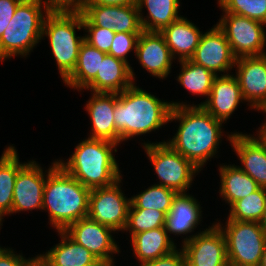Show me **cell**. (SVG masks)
Instances as JSON below:
<instances>
[{"label": "cell", "mask_w": 266, "mask_h": 266, "mask_svg": "<svg viewBox=\"0 0 266 266\" xmlns=\"http://www.w3.org/2000/svg\"><path fill=\"white\" fill-rule=\"evenodd\" d=\"M259 266H266V244L264 247L263 255Z\"/></svg>", "instance_id": "45"}, {"label": "cell", "mask_w": 266, "mask_h": 266, "mask_svg": "<svg viewBox=\"0 0 266 266\" xmlns=\"http://www.w3.org/2000/svg\"><path fill=\"white\" fill-rule=\"evenodd\" d=\"M207 101L198 104L215 119L227 121L240 101H244L237 78L230 74L216 76Z\"/></svg>", "instance_id": "19"}, {"label": "cell", "mask_w": 266, "mask_h": 266, "mask_svg": "<svg viewBox=\"0 0 266 266\" xmlns=\"http://www.w3.org/2000/svg\"><path fill=\"white\" fill-rule=\"evenodd\" d=\"M134 80V72L129 63L106 54L95 79L85 89L118 94L135 84Z\"/></svg>", "instance_id": "20"}, {"label": "cell", "mask_w": 266, "mask_h": 266, "mask_svg": "<svg viewBox=\"0 0 266 266\" xmlns=\"http://www.w3.org/2000/svg\"><path fill=\"white\" fill-rule=\"evenodd\" d=\"M114 260L99 261L95 266H114Z\"/></svg>", "instance_id": "44"}, {"label": "cell", "mask_w": 266, "mask_h": 266, "mask_svg": "<svg viewBox=\"0 0 266 266\" xmlns=\"http://www.w3.org/2000/svg\"><path fill=\"white\" fill-rule=\"evenodd\" d=\"M235 77L244 101L250 108L260 110L266 103V54L237 58Z\"/></svg>", "instance_id": "15"}, {"label": "cell", "mask_w": 266, "mask_h": 266, "mask_svg": "<svg viewBox=\"0 0 266 266\" xmlns=\"http://www.w3.org/2000/svg\"><path fill=\"white\" fill-rule=\"evenodd\" d=\"M24 165L19 162L14 146H8L0 157V226L2 217L12 212L16 177Z\"/></svg>", "instance_id": "28"}, {"label": "cell", "mask_w": 266, "mask_h": 266, "mask_svg": "<svg viewBox=\"0 0 266 266\" xmlns=\"http://www.w3.org/2000/svg\"><path fill=\"white\" fill-rule=\"evenodd\" d=\"M135 55L141 66L153 76L163 79L170 73L174 58L160 32L143 31L139 35Z\"/></svg>", "instance_id": "18"}, {"label": "cell", "mask_w": 266, "mask_h": 266, "mask_svg": "<svg viewBox=\"0 0 266 266\" xmlns=\"http://www.w3.org/2000/svg\"><path fill=\"white\" fill-rule=\"evenodd\" d=\"M121 179L113 185L91 189L88 217L115 231L124 230L128 220L131 199H127L119 186Z\"/></svg>", "instance_id": "10"}, {"label": "cell", "mask_w": 266, "mask_h": 266, "mask_svg": "<svg viewBox=\"0 0 266 266\" xmlns=\"http://www.w3.org/2000/svg\"><path fill=\"white\" fill-rule=\"evenodd\" d=\"M258 133L262 134L266 138V131H258Z\"/></svg>", "instance_id": "48"}, {"label": "cell", "mask_w": 266, "mask_h": 266, "mask_svg": "<svg viewBox=\"0 0 266 266\" xmlns=\"http://www.w3.org/2000/svg\"><path fill=\"white\" fill-rule=\"evenodd\" d=\"M85 107L92 123V132L88 138L119 144V134L114 123L115 93L93 92Z\"/></svg>", "instance_id": "21"}, {"label": "cell", "mask_w": 266, "mask_h": 266, "mask_svg": "<svg viewBox=\"0 0 266 266\" xmlns=\"http://www.w3.org/2000/svg\"><path fill=\"white\" fill-rule=\"evenodd\" d=\"M36 258L27 260L22 254L16 255L13 250L0 247V266H29Z\"/></svg>", "instance_id": "40"}, {"label": "cell", "mask_w": 266, "mask_h": 266, "mask_svg": "<svg viewBox=\"0 0 266 266\" xmlns=\"http://www.w3.org/2000/svg\"><path fill=\"white\" fill-rule=\"evenodd\" d=\"M57 232L62 238L61 242L38 256L47 266H95L100 261L64 231Z\"/></svg>", "instance_id": "24"}, {"label": "cell", "mask_w": 266, "mask_h": 266, "mask_svg": "<svg viewBox=\"0 0 266 266\" xmlns=\"http://www.w3.org/2000/svg\"><path fill=\"white\" fill-rule=\"evenodd\" d=\"M87 30L84 41L99 51L108 53L113 43L115 31L97 26H83Z\"/></svg>", "instance_id": "36"}, {"label": "cell", "mask_w": 266, "mask_h": 266, "mask_svg": "<svg viewBox=\"0 0 266 266\" xmlns=\"http://www.w3.org/2000/svg\"><path fill=\"white\" fill-rule=\"evenodd\" d=\"M179 63L182 66L181 72L177 76L178 82L190 93L204 95L208 98L216 75L190 59L181 60Z\"/></svg>", "instance_id": "30"}, {"label": "cell", "mask_w": 266, "mask_h": 266, "mask_svg": "<svg viewBox=\"0 0 266 266\" xmlns=\"http://www.w3.org/2000/svg\"><path fill=\"white\" fill-rule=\"evenodd\" d=\"M118 144L87 138L76 146L68 162L57 163L83 186L91 189L108 187L122 179L118 163L113 155Z\"/></svg>", "instance_id": "4"}, {"label": "cell", "mask_w": 266, "mask_h": 266, "mask_svg": "<svg viewBox=\"0 0 266 266\" xmlns=\"http://www.w3.org/2000/svg\"><path fill=\"white\" fill-rule=\"evenodd\" d=\"M172 106L134 84L115 93L114 123L119 144L133 136L157 130L169 122Z\"/></svg>", "instance_id": "2"}, {"label": "cell", "mask_w": 266, "mask_h": 266, "mask_svg": "<svg viewBox=\"0 0 266 266\" xmlns=\"http://www.w3.org/2000/svg\"><path fill=\"white\" fill-rule=\"evenodd\" d=\"M137 6L143 31L160 32L163 28L179 19V0H138ZM148 10L147 18L142 16V8Z\"/></svg>", "instance_id": "29"}, {"label": "cell", "mask_w": 266, "mask_h": 266, "mask_svg": "<svg viewBox=\"0 0 266 266\" xmlns=\"http://www.w3.org/2000/svg\"><path fill=\"white\" fill-rule=\"evenodd\" d=\"M266 207V188L260 187L250 195L236 201L228 218L236 221L259 222Z\"/></svg>", "instance_id": "32"}, {"label": "cell", "mask_w": 266, "mask_h": 266, "mask_svg": "<svg viewBox=\"0 0 266 266\" xmlns=\"http://www.w3.org/2000/svg\"><path fill=\"white\" fill-rule=\"evenodd\" d=\"M144 148L160 179L159 185L186 193L199 169L165 141L144 143Z\"/></svg>", "instance_id": "8"}, {"label": "cell", "mask_w": 266, "mask_h": 266, "mask_svg": "<svg viewBox=\"0 0 266 266\" xmlns=\"http://www.w3.org/2000/svg\"><path fill=\"white\" fill-rule=\"evenodd\" d=\"M184 266H196V265H193L186 257L184 259Z\"/></svg>", "instance_id": "47"}, {"label": "cell", "mask_w": 266, "mask_h": 266, "mask_svg": "<svg viewBox=\"0 0 266 266\" xmlns=\"http://www.w3.org/2000/svg\"><path fill=\"white\" fill-rule=\"evenodd\" d=\"M182 243L185 257L193 265L229 266L225 236L216 224L184 238Z\"/></svg>", "instance_id": "11"}, {"label": "cell", "mask_w": 266, "mask_h": 266, "mask_svg": "<svg viewBox=\"0 0 266 266\" xmlns=\"http://www.w3.org/2000/svg\"><path fill=\"white\" fill-rule=\"evenodd\" d=\"M41 166L36 161L26 163L16 177L12 212L41 209L43 205V190L46 177Z\"/></svg>", "instance_id": "17"}, {"label": "cell", "mask_w": 266, "mask_h": 266, "mask_svg": "<svg viewBox=\"0 0 266 266\" xmlns=\"http://www.w3.org/2000/svg\"><path fill=\"white\" fill-rule=\"evenodd\" d=\"M190 60L218 76L217 72H228L236 64L237 58L224 32L216 24L214 28L202 33L199 44Z\"/></svg>", "instance_id": "14"}, {"label": "cell", "mask_w": 266, "mask_h": 266, "mask_svg": "<svg viewBox=\"0 0 266 266\" xmlns=\"http://www.w3.org/2000/svg\"><path fill=\"white\" fill-rule=\"evenodd\" d=\"M233 133L227 136L243 166H239L260 187L266 188V138Z\"/></svg>", "instance_id": "16"}, {"label": "cell", "mask_w": 266, "mask_h": 266, "mask_svg": "<svg viewBox=\"0 0 266 266\" xmlns=\"http://www.w3.org/2000/svg\"><path fill=\"white\" fill-rule=\"evenodd\" d=\"M224 13H233L266 26V0H218Z\"/></svg>", "instance_id": "34"}, {"label": "cell", "mask_w": 266, "mask_h": 266, "mask_svg": "<svg viewBox=\"0 0 266 266\" xmlns=\"http://www.w3.org/2000/svg\"><path fill=\"white\" fill-rule=\"evenodd\" d=\"M201 207L198 201L186 193H177L168 214L165 228L167 233L175 235L192 232L198 225L201 216Z\"/></svg>", "instance_id": "23"}, {"label": "cell", "mask_w": 266, "mask_h": 266, "mask_svg": "<svg viewBox=\"0 0 266 266\" xmlns=\"http://www.w3.org/2000/svg\"><path fill=\"white\" fill-rule=\"evenodd\" d=\"M44 4V5H43ZM42 5V6H41ZM50 11L43 0H23L0 38V61L14 55L27 56L42 37L45 13Z\"/></svg>", "instance_id": "5"}, {"label": "cell", "mask_w": 266, "mask_h": 266, "mask_svg": "<svg viewBox=\"0 0 266 266\" xmlns=\"http://www.w3.org/2000/svg\"><path fill=\"white\" fill-rule=\"evenodd\" d=\"M50 12H81L88 0H45Z\"/></svg>", "instance_id": "37"}, {"label": "cell", "mask_w": 266, "mask_h": 266, "mask_svg": "<svg viewBox=\"0 0 266 266\" xmlns=\"http://www.w3.org/2000/svg\"><path fill=\"white\" fill-rule=\"evenodd\" d=\"M219 170L221 178L219 193L230 207L236 201L245 198L260 188L239 166L223 165Z\"/></svg>", "instance_id": "26"}, {"label": "cell", "mask_w": 266, "mask_h": 266, "mask_svg": "<svg viewBox=\"0 0 266 266\" xmlns=\"http://www.w3.org/2000/svg\"><path fill=\"white\" fill-rule=\"evenodd\" d=\"M259 224L261 225V228L266 233V207H265V210L263 212V216H262L261 220L259 221Z\"/></svg>", "instance_id": "42"}, {"label": "cell", "mask_w": 266, "mask_h": 266, "mask_svg": "<svg viewBox=\"0 0 266 266\" xmlns=\"http://www.w3.org/2000/svg\"><path fill=\"white\" fill-rule=\"evenodd\" d=\"M226 240L229 266H259L266 244V233L259 222L227 219L226 227L216 224Z\"/></svg>", "instance_id": "7"}, {"label": "cell", "mask_w": 266, "mask_h": 266, "mask_svg": "<svg viewBox=\"0 0 266 266\" xmlns=\"http://www.w3.org/2000/svg\"><path fill=\"white\" fill-rule=\"evenodd\" d=\"M81 13L83 26L102 27L111 29L115 31V33L143 32L137 5H85Z\"/></svg>", "instance_id": "12"}, {"label": "cell", "mask_w": 266, "mask_h": 266, "mask_svg": "<svg viewBox=\"0 0 266 266\" xmlns=\"http://www.w3.org/2000/svg\"><path fill=\"white\" fill-rule=\"evenodd\" d=\"M169 121L179 120V128L167 141L175 151L191 161L200 171L217 152L222 136V121L202 106L171 102Z\"/></svg>", "instance_id": "1"}, {"label": "cell", "mask_w": 266, "mask_h": 266, "mask_svg": "<svg viewBox=\"0 0 266 266\" xmlns=\"http://www.w3.org/2000/svg\"><path fill=\"white\" fill-rule=\"evenodd\" d=\"M180 250L181 251L176 248L160 258L141 263V266H184L185 253L183 249Z\"/></svg>", "instance_id": "38"}, {"label": "cell", "mask_w": 266, "mask_h": 266, "mask_svg": "<svg viewBox=\"0 0 266 266\" xmlns=\"http://www.w3.org/2000/svg\"><path fill=\"white\" fill-rule=\"evenodd\" d=\"M166 214L154 209H129L125 230L131 237L142 231L165 227Z\"/></svg>", "instance_id": "33"}, {"label": "cell", "mask_w": 266, "mask_h": 266, "mask_svg": "<svg viewBox=\"0 0 266 266\" xmlns=\"http://www.w3.org/2000/svg\"><path fill=\"white\" fill-rule=\"evenodd\" d=\"M83 28L81 12H49L43 23L42 37L49 38L52 54L64 81L75 69L84 37L75 29Z\"/></svg>", "instance_id": "6"}, {"label": "cell", "mask_w": 266, "mask_h": 266, "mask_svg": "<svg viewBox=\"0 0 266 266\" xmlns=\"http://www.w3.org/2000/svg\"><path fill=\"white\" fill-rule=\"evenodd\" d=\"M106 54L84 41L79 49L76 67L63 83L80 91L85 89L95 79Z\"/></svg>", "instance_id": "27"}, {"label": "cell", "mask_w": 266, "mask_h": 266, "mask_svg": "<svg viewBox=\"0 0 266 266\" xmlns=\"http://www.w3.org/2000/svg\"><path fill=\"white\" fill-rule=\"evenodd\" d=\"M23 0H0V38Z\"/></svg>", "instance_id": "39"}, {"label": "cell", "mask_w": 266, "mask_h": 266, "mask_svg": "<svg viewBox=\"0 0 266 266\" xmlns=\"http://www.w3.org/2000/svg\"><path fill=\"white\" fill-rule=\"evenodd\" d=\"M138 0H88L86 5L127 6L137 5Z\"/></svg>", "instance_id": "41"}, {"label": "cell", "mask_w": 266, "mask_h": 266, "mask_svg": "<svg viewBox=\"0 0 266 266\" xmlns=\"http://www.w3.org/2000/svg\"><path fill=\"white\" fill-rule=\"evenodd\" d=\"M260 111H264L266 113V103L260 108ZM259 131H266V122L260 126Z\"/></svg>", "instance_id": "46"}, {"label": "cell", "mask_w": 266, "mask_h": 266, "mask_svg": "<svg viewBox=\"0 0 266 266\" xmlns=\"http://www.w3.org/2000/svg\"><path fill=\"white\" fill-rule=\"evenodd\" d=\"M90 189L68 174L57 161L48 169L42 210L48 209L51 225L64 231L88 215Z\"/></svg>", "instance_id": "3"}, {"label": "cell", "mask_w": 266, "mask_h": 266, "mask_svg": "<svg viewBox=\"0 0 266 266\" xmlns=\"http://www.w3.org/2000/svg\"><path fill=\"white\" fill-rule=\"evenodd\" d=\"M176 195V191L159 184H154L144 192L131 197L129 209H154L162 211L167 215Z\"/></svg>", "instance_id": "31"}, {"label": "cell", "mask_w": 266, "mask_h": 266, "mask_svg": "<svg viewBox=\"0 0 266 266\" xmlns=\"http://www.w3.org/2000/svg\"><path fill=\"white\" fill-rule=\"evenodd\" d=\"M160 34L164 37L172 57L179 56V61L190 59L197 48L202 32L189 20L180 17L169 26L163 28Z\"/></svg>", "instance_id": "22"}, {"label": "cell", "mask_w": 266, "mask_h": 266, "mask_svg": "<svg viewBox=\"0 0 266 266\" xmlns=\"http://www.w3.org/2000/svg\"><path fill=\"white\" fill-rule=\"evenodd\" d=\"M140 34L141 33L127 32L115 33L113 43L107 54L128 63L127 54L131 51V49H134V52H136V45Z\"/></svg>", "instance_id": "35"}, {"label": "cell", "mask_w": 266, "mask_h": 266, "mask_svg": "<svg viewBox=\"0 0 266 266\" xmlns=\"http://www.w3.org/2000/svg\"><path fill=\"white\" fill-rule=\"evenodd\" d=\"M112 228L99 224L86 216L68 226L64 232L75 242L89 250L100 261L113 260L111 254L119 251Z\"/></svg>", "instance_id": "13"}, {"label": "cell", "mask_w": 266, "mask_h": 266, "mask_svg": "<svg viewBox=\"0 0 266 266\" xmlns=\"http://www.w3.org/2000/svg\"><path fill=\"white\" fill-rule=\"evenodd\" d=\"M131 242L133 253L141 263L153 261L177 248L165 227L134 234L131 237Z\"/></svg>", "instance_id": "25"}, {"label": "cell", "mask_w": 266, "mask_h": 266, "mask_svg": "<svg viewBox=\"0 0 266 266\" xmlns=\"http://www.w3.org/2000/svg\"><path fill=\"white\" fill-rule=\"evenodd\" d=\"M29 266H47L37 255V258Z\"/></svg>", "instance_id": "43"}, {"label": "cell", "mask_w": 266, "mask_h": 266, "mask_svg": "<svg viewBox=\"0 0 266 266\" xmlns=\"http://www.w3.org/2000/svg\"><path fill=\"white\" fill-rule=\"evenodd\" d=\"M217 23L224 32L236 58L265 55V24L250 18L225 13Z\"/></svg>", "instance_id": "9"}]
</instances>
